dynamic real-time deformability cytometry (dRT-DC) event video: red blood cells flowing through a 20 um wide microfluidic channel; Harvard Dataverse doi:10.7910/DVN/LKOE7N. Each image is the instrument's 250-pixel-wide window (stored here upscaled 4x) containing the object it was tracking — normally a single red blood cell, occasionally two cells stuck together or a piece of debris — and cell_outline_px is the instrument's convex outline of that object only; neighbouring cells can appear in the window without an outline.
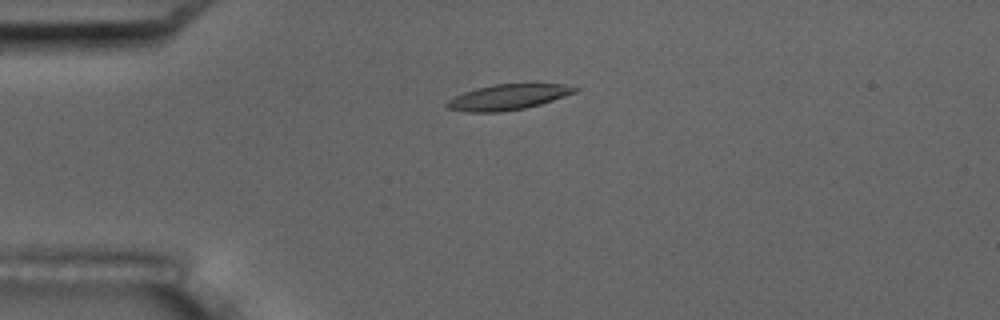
{"species": "common noctule bat (a hibernating species)", "species_latin": "Nyctalus noctula", "temperature_condition": "room temperature", "stored_images_in_passage": 6, "camera_frame_rate_fps": 3000, "um_per_image_px": 0.085, "animal": {"sex": "male", "body_mass_g": 17.5, "forearm_length_mm": 52.3}, "frame": {"image": 1, "passage_image": 5, "time_ms": 4.667, "image_size_px": [1000, 320], "cell_outline_px": [[580, 88], [576, 92], [540, 104], [524, 108], [500, 112], [468, 112], [448, 108], [444, 104], [448, 100], [464, 92], [476, 88], [496, 84], [564, 84]], "centroid_in_image_um": [43.17, 8.25], "position_along_channel_um": 41.8, "area_um2": 18.79}}